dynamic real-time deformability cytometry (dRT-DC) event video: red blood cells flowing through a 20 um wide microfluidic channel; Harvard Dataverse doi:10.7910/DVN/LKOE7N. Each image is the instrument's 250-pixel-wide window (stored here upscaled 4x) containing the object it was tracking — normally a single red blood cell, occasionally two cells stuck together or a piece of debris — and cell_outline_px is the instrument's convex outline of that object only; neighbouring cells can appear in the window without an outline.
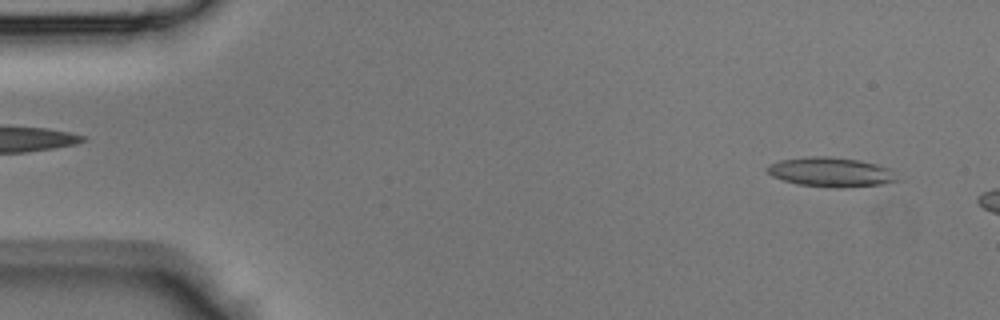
{"species": "Egyptian fruit bat (a non-hibernating species)", "species_latin": "Rousettus aegyptiacus", "temperature_condition": "room temperature", "stored_images_in_passage": 6, "camera_frame_rate_fps": 3000, "um_per_image_px": 0.085, "animal": {"sex": "male"}, "frame": {"image": 1, "passage_image": 2, "time_ms": 0.333, "image_size_px": [1000, 320], "cell_outline_px": [[900, 180], [884, 184], [840, 188], [836, 188], [796, 184], [772, 176], [764, 168], [768, 164], [780, 160], [808, 156], [832, 156], [860, 160], [876, 164], [888, 168]], "centroid_in_image_um": [70.6, 14.62], "position_along_channel_um": 14.4, "area_um2": 22.48}}